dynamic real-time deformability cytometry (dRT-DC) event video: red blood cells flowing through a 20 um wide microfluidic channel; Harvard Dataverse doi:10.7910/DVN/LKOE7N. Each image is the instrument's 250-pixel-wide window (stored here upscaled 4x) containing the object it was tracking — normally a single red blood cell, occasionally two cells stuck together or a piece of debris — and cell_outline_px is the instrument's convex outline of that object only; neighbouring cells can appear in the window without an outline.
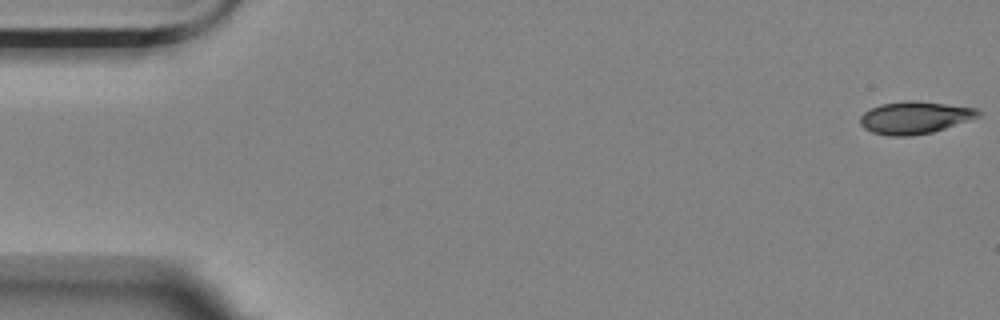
{"species": "Egyptian fruit bat (a non-hibernating species)", "species_latin": "Rousettus aegyptiacus", "temperature_condition": "room temperature", "stored_images_in_passage": 56, "camera_frame_rate_fps": 3000, "um_per_image_px": 0.085, "animal": {"sex": "female"}, "frame": {"image": 1, "passage_image": 1, "time_ms": 0.0, "image_size_px": [1000, 320], "cell_outline_px": [[980, 116], [932, 132], [912, 136], [888, 136], [872, 132], [864, 128], [860, 124], [860, 116], [864, 112], [880, 104], [908, 100], [916, 100], [976, 108], [980, 112]], "centroid_in_image_um": [77.71, 9.99], "position_along_channel_um": 7.3, "area_um2": 22.14}}
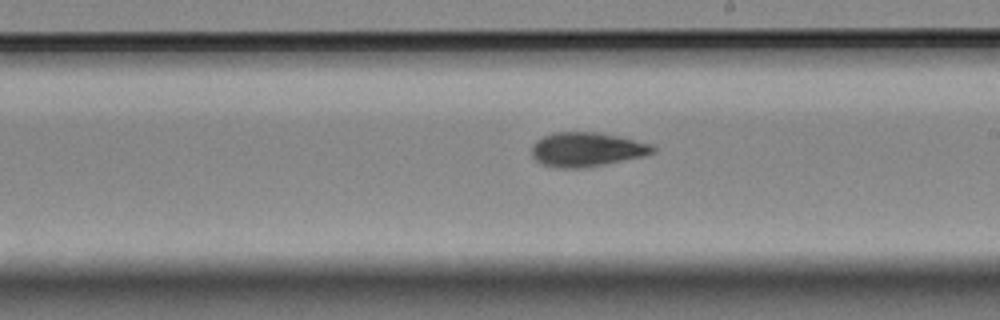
{"frame": {"image": 2, "passage_image": 32, "time_ms": 10.333, "image_size_px": [1000, 320], "cell_outline_px": [[656, 152], [644, 156], [584, 168], [560, 168], [540, 164], [532, 156], [532, 144], [536, 140], [552, 132], [600, 132], [652, 144], [656, 148]], "centroid_in_image_um": [49.86, 12.7], "position_along_channel_um": 239.1, "area_um2": 24.28}}
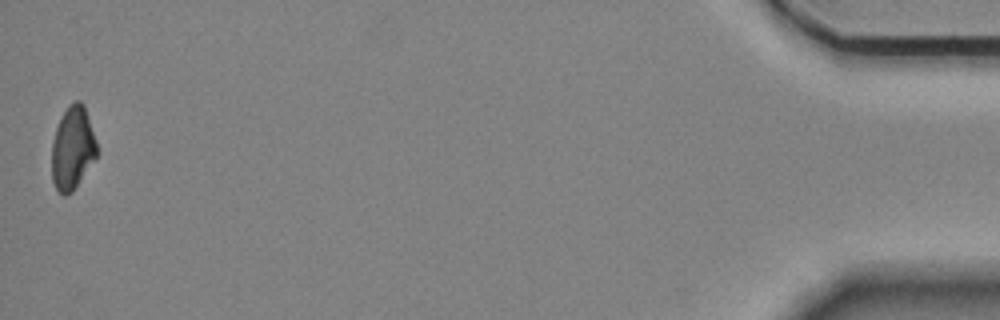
{"frame": {"image": 3, "passage_image": 56, "time_ms": 18.333, "image_size_px": [1000, 320], "cell_outline_px": [[96, 156], [72, 192], [64, 196], [56, 188], [52, 180], [52, 140], [60, 116], [68, 104], [76, 100], [80, 100], [84, 104], [96, 140]], "centroid_in_image_um": [6.15, 12.54], "position_along_channel_um": 429.1, "area_um2": 21.73}, "authors_computed_cell_mechanics": {"area_um2": 23.12, "velocity_mm_per_s": 3.5307, "shape_relaxation_time_tau1_ms": 10.64, "shape_relaxation_time_tau2_ms": 5.1286, "deformation_change_tau1": 0.2052, "deformation_change_tau2": 0.0949}}